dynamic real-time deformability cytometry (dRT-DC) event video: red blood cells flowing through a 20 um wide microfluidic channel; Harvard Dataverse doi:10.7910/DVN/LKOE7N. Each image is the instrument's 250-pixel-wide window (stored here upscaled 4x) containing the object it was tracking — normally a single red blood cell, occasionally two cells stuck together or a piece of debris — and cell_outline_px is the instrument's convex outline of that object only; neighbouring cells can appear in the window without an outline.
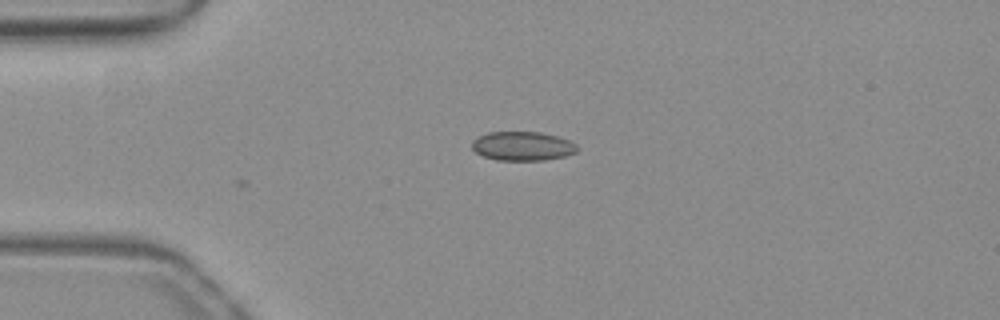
{"species": "common noctule bat (a hibernating species)", "species_latin": "Nyctalus noctula", "temperature_condition": "warm", "stored_images_in_passage": 2, "camera_frame_rate_fps": 3000, "um_per_image_px": 0.085, "animal": {"sex": "female", "body_mass_g": 19.3, "forearm_length_mm": 54.1}, "frame": {"image": 1, "passage_image": 2, "time_ms": 0.333, "image_size_px": [1000, 320], "cell_outline_px": [[580, 148], [576, 152], [564, 156], [544, 160], [496, 160], [484, 156], [476, 152], [472, 148], [472, 140], [476, 136], [488, 132], [540, 132], [572, 140]], "centroid_in_image_um": [44.43, 12.41], "position_along_channel_um": 40.6, "area_um2": 17.98}}